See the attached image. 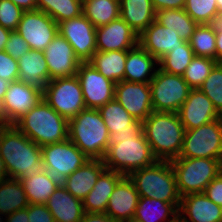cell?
<instances>
[{
	"label": "cell",
	"instance_id": "cell-1",
	"mask_svg": "<svg viewBox=\"0 0 222 222\" xmlns=\"http://www.w3.org/2000/svg\"><path fill=\"white\" fill-rule=\"evenodd\" d=\"M0 156L10 178H29L45 170L41 147L15 125L0 127Z\"/></svg>",
	"mask_w": 222,
	"mask_h": 222
},
{
	"label": "cell",
	"instance_id": "cell-2",
	"mask_svg": "<svg viewBox=\"0 0 222 222\" xmlns=\"http://www.w3.org/2000/svg\"><path fill=\"white\" fill-rule=\"evenodd\" d=\"M142 130L157 160L171 161L179 157L185 128L178 113L153 111L142 122Z\"/></svg>",
	"mask_w": 222,
	"mask_h": 222
},
{
	"label": "cell",
	"instance_id": "cell-3",
	"mask_svg": "<svg viewBox=\"0 0 222 222\" xmlns=\"http://www.w3.org/2000/svg\"><path fill=\"white\" fill-rule=\"evenodd\" d=\"M40 147L68 139L69 121L41 101L14 124Z\"/></svg>",
	"mask_w": 222,
	"mask_h": 222
},
{
	"label": "cell",
	"instance_id": "cell-4",
	"mask_svg": "<svg viewBox=\"0 0 222 222\" xmlns=\"http://www.w3.org/2000/svg\"><path fill=\"white\" fill-rule=\"evenodd\" d=\"M68 139L89 159L103 160L109 147V132L98 109L86 108L70 119Z\"/></svg>",
	"mask_w": 222,
	"mask_h": 222
},
{
	"label": "cell",
	"instance_id": "cell-5",
	"mask_svg": "<svg viewBox=\"0 0 222 222\" xmlns=\"http://www.w3.org/2000/svg\"><path fill=\"white\" fill-rule=\"evenodd\" d=\"M103 161L108 170L128 176L135 170L153 165L157 159L142 132L137 137L109 138Z\"/></svg>",
	"mask_w": 222,
	"mask_h": 222
},
{
	"label": "cell",
	"instance_id": "cell-6",
	"mask_svg": "<svg viewBox=\"0 0 222 222\" xmlns=\"http://www.w3.org/2000/svg\"><path fill=\"white\" fill-rule=\"evenodd\" d=\"M140 197L154 198L167 203H180L175 173L170 161L157 160L153 165L128 175Z\"/></svg>",
	"mask_w": 222,
	"mask_h": 222
},
{
	"label": "cell",
	"instance_id": "cell-7",
	"mask_svg": "<svg viewBox=\"0 0 222 222\" xmlns=\"http://www.w3.org/2000/svg\"><path fill=\"white\" fill-rule=\"evenodd\" d=\"M170 163L181 197L204 193L206 186L222 172V159L178 157Z\"/></svg>",
	"mask_w": 222,
	"mask_h": 222
},
{
	"label": "cell",
	"instance_id": "cell-8",
	"mask_svg": "<svg viewBox=\"0 0 222 222\" xmlns=\"http://www.w3.org/2000/svg\"><path fill=\"white\" fill-rule=\"evenodd\" d=\"M43 99L68 121L86 109L77 76L50 80L43 90Z\"/></svg>",
	"mask_w": 222,
	"mask_h": 222
},
{
	"label": "cell",
	"instance_id": "cell-9",
	"mask_svg": "<svg viewBox=\"0 0 222 222\" xmlns=\"http://www.w3.org/2000/svg\"><path fill=\"white\" fill-rule=\"evenodd\" d=\"M149 84L153 111L157 112L178 113L192 89L182 75L169 74L159 68Z\"/></svg>",
	"mask_w": 222,
	"mask_h": 222
},
{
	"label": "cell",
	"instance_id": "cell-10",
	"mask_svg": "<svg viewBox=\"0 0 222 222\" xmlns=\"http://www.w3.org/2000/svg\"><path fill=\"white\" fill-rule=\"evenodd\" d=\"M179 157L222 159V117L185 130Z\"/></svg>",
	"mask_w": 222,
	"mask_h": 222
},
{
	"label": "cell",
	"instance_id": "cell-11",
	"mask_svg": "<svg viewBox=\"0 0 222 222\" xmlns=\"http://www.w3.org/2000/svg\"><path fill=\"white\" fill-rule=\"evenodd\" d=\"M44 169L62 181L90 160L69 139L41 147Z\"/></svg>",
	"mask_w": 222,
	"mask_h": 222
},
{
	"label": "cell",
	"instance_id": "cell-12",
	"mask_svg": "<svg viewBox=\"0 0 222 222\" xmlns=\"http://www.w3.org/2000/svg\"><path fill=\"white\" fill-rule=\"evenodd\" d=\"M32 50L44 51L58 33V24L41 10L24 11L16 30Z\"/></svg>",
	"mask_w": 222,
	"mask_h": 222
},
{
	"label": "cell",
	"instance_id": "cell-13",
	"mask_svg": "<svg viewBox=\"0 0 222 222\" xmlns=\"http://www.w3.org/2000/svg\"><path fill=\"white\" fill-rule=\"evenodd\" d=\"M58 32L72 46L81 63L89 62L97 51L96 27L83 14L58 23Z\"/></svg>",
	"mask_w": 222,
	"mask_h": 222
},
{
	"label": "cell",
	"instance_id": "cell-14",
	"mask_svg": "<svg viewBox=\"0 0 222 222\" xmlns=\"http://www.w3.org/2000/svg\"><path fill=\"white\" fill-rule=\"evenodd\" d=\"M43 98V91L20 81L10 82L1 111L6 125H14Z\"/></svg>",
	"mask_w": 222,
	"mask_h": 222
},
{
	"label": "cell",
	"instance_id": "cell-15",
	"mask_svg": "<svg viewBox=\"0 0 222 222\" xmlns=\"http://www.w3.org/2000/svg\"><path fill=\"white\" fill-rule=\"evenodd\" d=\"M76 76L86 108L98 109L114 99L115 83L99 73L90 63H81Z\"/></svg>",
	"mask_w": 222,
	"mask_h": 222
},
{
	"label": "cell",
	"instance_id": "cell-16",
	"mask_svg": "<svg viewBox=\"0 0 222 222\" xmlns=\"http://www.w3.org/2000/svg\"><path fill=\"white\" fill-rule=\"evenodd\" d=\"M114 98L138 121L143 122L153 112L149 83L119 81Z\"/></svg>",
	"mask_w": 222,
	"mask_h": 222
},
{
	"label": "cell",
	"instance_id": "cell-17",
	"mask_svg": "<svg viewBox=\"0 0 222 222\" xmlns=\"http://www.w3.org/2000/svg\"><path fill=\"white\" fill-rule=\"evenodd\" d=\"M43 52L48 66L49 81L76 76L81 62L72 46L59 32Z\"/></svg>",
	"mask_w": 222,
	"mask_h": 222
},
{
	"label": "cell",
	"instance_id": "cell-18",
	"mask_svg": "<svg viewBox=\"0 0 222 222\" xmlns=\"http://www.w3.org/2000/svg\"><path fill=\"white\" fill-rule=\"evenodd\" d=\"M178 115L185 130L198 128L222 117L212 101L199 88L191 89Z\"/></svg>",
	"mask_w": 222,
	"mask_h": 222
},
{
	"label": "cell",
	"instance_id": "cell-19",
	"mask_svg": "<svg viewBox=\"0 0 222 222\" xmlns=\"http://www.w3.org/2000/svg\"><path fill=\"white\" fill-rule=\"evenodd\" d=\"M108 129L109 138H130L139 136L142 121L132 117L126 109L114 98L98 108Z\"/></svg>",
	"mask_w": 222,
	"mask_h": 222
},
{
	"label": "cell",
	"instance_id": "cell-20",
	"mask_svg": "<svg viewBox=\"0 0 222 222\" xmlns=\"http://www.w3.org/2000/svg\"><path fill=\"white\" fill-rule=\"evenodd\" d=\"M138 34L121 18L96 28L97 51L131 50L138 45Z\"/></svg>",
	"mask_w": 222,
	"mask_h": 222
},
{
	"label": "cell",
	"instance_id": "cell-21",
	"mask_svg": "<svg viewBox=\"0 0 222 222\" xmlns=\"http://www.w3.org/2000/svg\"><path fill=\"white\" fill-rule=\"evenodd\" d=\"M140 196L133 182L124 176L115 186L105 214L114 222H130L134 218Z\"/></svg>",
	"mask_w": 222,
	"mask_h": 222
},
{
	"label": "cell",
	"instance_id": "cell-22",
	"mask_svg": "<svg viewBox=\"0 0 222 222\" xmlns=\"http://www.w3.org/2000/svg\"><path fill=\"white\" fill-rule=\"evenodd\" d=\"M178 214V222H222V207L211 201L204 193L184 195Z\"/></svg>",
	"mask_w": 222,
	"mask_h": 222
},
{
	"label": "cell",
	"instance_id": "cell-23",
	"mask_svg": "<svg viewBox=\"0 0 222 222\" xmlns=\"http://www.w3.org/2000/svg\"><path fill=\"white\" fill-rule=\"evenodd\" d=\"M154 20L139 36L138 44L158 61L185 41Z\"/></svg>",
	"mask_w": 222,
	"mask_h": 222
},
{
	"label": "cell",
	"instance_id": "cell-24",
	"mask_svg": "<svg viewBox=\"0 0 222 222\" xmlns=\"http://www.w3.org/2000/svg\"><path fill=\"white\" fill-rule=\"evenodd\" d=\"M106 169L103 160L90 159L68 177L64 178L61 184L75 198L83 200Z\"/></svg>",
	"mask_w": 222,
	"mask_h": 222
},
{
	"label": "cell",
	"instance_id": "cell-25",
	"mask_svg": "<svg viewBox=\"0 0 222 222\" xmlns=\"http://www.w3.org/2000/svg\"><path fill=\"white\" fill-rule=\"evenodd\" d=\"M55 222H81L85 214L82 200L75 198L60 184L45 203Z\"/></svg>",
	"mask_w": 222,
	"mask_h": 222
},
{
	"label": "cell",
	"instance_id": "cell-26",
	"mask_svg": "<svg viewBox=\"0 0 222 222\" xmlns=\"http://www.w3.org/2000/svg\"><path fill=\"white\" fill-rule=\"evenodd\" d=\"M17 62L18 81L43 91L49 82V71L44 52L30 49Z\"/></svg>",
	"mask_w": 222,
	"mask_h": 222
},
{
	"label": "cell",
	"instance_id": "cell-27",
	"mask_svg": "<svg viewBox=\"0 0 222 222\" xmlns=\"http://www.w3.org/2000/svg\"><path fill=\"white\" fill-rule=\"evenodd\" d=\"M155 65H159L158 60L138 44L127 53L123 80L150 83L157 71Z\"/></svg>",
	"mask_w": 222,
	"mask_h": 222
},
{
	"label": "cell",
	"instance_id": "cell-28",
	"mask_svg": "<svg viewBox=\"0 0 222 222\" xmlns=\"http://www.w3.org/2000/svg\"><path fill=\"white\" fill-rule=\"evenodd\" d=\"M123 174L106 169L93 189L82 200L85 213H105L108 200Z\"/></svg>",
	"mask_w": 222,
	"mask_h": 222
},
{
	"label": "cell",
	"instance_id": "cell-29",
	"mask_svg": "<svg viewBox=\"0 0 222 222\" xmlns=\"http://www.w3.org/2000/svg\"><path fill=\"white\" fill-rule=\"evenodd\" d=\"M179 207L180 203H167L159 199L140 197L133 220L137 222H178Z\"/></svg>",
	"mask_w": 222,
	"mask_h": 222
},
{
	"label": "cell",
	"instance_id": "cell-30",
	"mask_svg": "<svg viewBox=\"0 0 222 222\" xmlns=\"http://www.w3.org/2000/svg\"><path fill=\"white\" fill-rule=\"evenodd\" d=\"M120 17L140 35L154 20L151 0H119Z\"/></svg>",
	"mask_w": 222,
	"mask_h": 222
},
{
	"label": "cell",
	"instance_id": "cell-31",
	"mask_svg": "<svg viewBox=\"0 0 222 222\" xmlns=\"http://www.w3.org/2000/svg\"><path fill=\"white\" fill-rule=\"evenodd\" d=\"M128 51H96L88 63L104 77L117 84L123 81Z\"/></svg>",
	"mask_w": 222,
	"mask_h": 222
},
{
	"label": "cell",
	"instance_id": "cell-32",
	"mask_svg": "<svg viewBox=\"0 0 222 222\" xmlns=\"http://www.w3.org/2000/svg\"><path fill=\"white\" fill-rule=\"evenodd\" d=\"M19 180L24 187L29 204H45L61 184V181L47 170Z\"/></svg>",
	"mask_w": 222,
	"mask_h": 222
},
{
	"label": "cell",
	"instance_id": "cell-33",
	"mask_svg": "<svg viewBox=\"0 0 222 222\" xmlns=\"http://www.w3.org/2000/svg\"><path fill=\"white\" fill-rule=\"evenodd\" d=\"M29 205L24 187L19 179L9 178L0 182V214L8 216Z\"/></svg>",
	"mask_w": 222,
	"mask_h": 222
},
{
	"label": "cell",
	"instance_id": "cell-34",
	"mask_svg": "<svg viewBox=\"0 0 222 222\" xmlns=\"http://www.w3.org/2000/svg\"><path fill=\"white\" fill-rule=\"evenodd\" d=\"M155 20L164 27L178 32V36L186 42H189L195 28L198 26L184 9H162L156 11Z\"/></svg>",
	"mask_w": 222,
	"mask_h": 222
},
{
	"label": "cell",
	"instance_id": "cell-35",
	"mask_svg": "<svg viewBox=\"0 0 222 222\" xmlns=\"http://www.w3.org/2000/svg\"><path fill=\"white\" fill-rule=\"evenodd\" d=\"M83 15L96 27L120 17L119 0H83Z\"/></svg>",
	"mask_w": 222,
	"mask_h": 222
},
{
	"label": "cell",
	"instance_id": "cell-36",
	"mask_svg": "<svg viewBox=\"0 0 222 222\" xmlns=\"http://www.w3.org/2000/svg\"><path fill=\"white\" fill-rule=\"evenodd\" d=\"M37 10L49 15L57 24L83 14V0H37Z\"/></svg>",
	"mask_w": 222,
	"mask_h": 222
},
{
	"label": "cell",
	"instance_id": "cell-37",
	"mask_svg": "<svg viewBox=\"0 0 222 222\" xmlns=\"http://www.w3.org/2000/svg\"><path fill=\"white\" fill-rule=\"evenodd\" d=\"M216 23L198 25L189 40L195 56L216 60Z\"/></svg>",
	"mask_w": 222,
	"mask_h": 222
},
{
	"label": "cell",
	"instance_id": "cell-38",
	"mask_svg": "<svg viewBox=\"0 0 222 222\" xmlns=\"http://www.w3.org/2000/svg\"><path fill=\"white\" fill-rule=\"evenodd\" d=\"M195 54L189 42H184L158 61L159 69L169 74L183 75Z\"/></svg>",
	"mask_w": 222,
	"mask_h": 222
},
{
	"label": "cell",
	"instance_id": "cell-39",
	"mask_svg": "<svg viewBox=\"0 0 222 222\" xmlns=\"http://www.w3.org/2000/svg\"><path fill=\"white\" fill-rule=\"evenodd\" d=\"M184 10L198 24H215L222 20L216 0H185Z\"/></svg>",
	"mask_w": 222,
	"mask_h": 222
},
{
	"label": "cell",
	"instance_id": "cell-40",
	"mask_svg": "<svg viewBox=\"0 0 222 222\" xmlns=\"http://www.w3.org/2000/svg\"><path fill=\"white\" fill-rule=\"evenodd\" d=\"M217 63L214 59L194 56L182 75L183 79L192 89H197L209 76L211 70Z\"/></svg>",
	"mask_w": 222,
	"mask_h": 222
},
{
	"label": "cell",
	"instance_id": "cell-41",
	"mask_svg": "<svg viewBox=\"0 0 222 222\" xmlns=\"http://www.w3.org/2000/svg\"><path fill=\"white\" fill-rule=\"evenodd\" d=\"M199 89L212 101L222 116V63H217Z\"/></svg>",
	"mask_w": 222,
	"mask_h": 222
},
{
	"label": "cell",
	"instance_id": "cell-42",
	"mask_svg": "<svg viewBox=\"0 0 222 222\" xmlns=\"http://www.w3.org/2000/svg\"><path fill=\"white\" fill-rule=\"evenodd\" d=\"M24 11L10 0H0V26L16 31Z\"/></svg>",
	"mask_w": 222,
	"mask_h": 222
},
{
	"label": "cell",
	"instance_id": "cell-43",
	"mask_svg": "<svg viewBox=\"0 0 222 222\" xmlns=\"http://www.w3.org/2000/svg\"><path fill=\"white\" fill-rule=\"evenodd\" d=\"M19 68L16 59L11 57L5 51H0V77L8 82L18 80Z\"/></svg>",
	"mask_w": 222,
	"mask_h": 222
},
{
	"label": "cell",
	"instance_id": "cell-44",
	"mask_svg": "<svg viewBox=\"0 0 222 222\" xmlns=\"http://www.w3.org/2000/svg\"><path fill=\"white\" fill-rule=\"evenodd\" d=\"M30 50L27 42L21 37L17 31H12L6 42L4 51L11 57L18 60L21 56Z\"/></svg>",
	"mask_w": 222,
	"mask_h": 222
},
{
	"label": "cell",
	"instance_id": "cell-45",
	"mask_svg": "<svg viewBox=\"0 0 222 222\" xmlns=\"http://www.w3.org/2000/svg\"><path fill=\"white\" fill-rule=\"evenodd\" d=\"M27 209L29 222H55L45 204H29Z\"/></svg>",
	"mask_w": 222,
	"mask_h": 222
},
{
	"label": "cell",
	"instance_id": "cell-46",
	"mask_svg": "<svg viewBox=\"0 0 222 222\" xmlns=\"http://www.w3.org/2000/svg\"><path fill=\"white\" fill-rule=\"evenodd\" d=\"M204 194L215 204L222 207V172H220L207 186Z\"/></svg>",
	"mask_w": 222,
	"mask_h": 222
},
{
	"label": "cell",
	"instance_id": "cell-47",
	"mask_svg": "<svg viewBox=\"0 0 222 222\" xmlns=\"http://www.w3.org/2000/svg\"><path fill=\"white\" fill-rule=\"evenodd\" d=\"M155 11L162 9H184L185 0H151Z\"/></svg>",
	"mask_w": 222,
	"mask_h": 222
},
{
	"label": "cell",
	"instance_id": "cell-48",
	"mask_svg": "<svg viewBox=\"0 0 222 222\" xmlns=\"http://www.w3.org/2000/svg\"><path fill=\"white\" fill-rule=\"evenodd\" d=\"M216 61L222 63V21L216 23Z\"/></svg>",
	"mask_w": 222,
	"mask_h": 222
},
{
	"label": "cell",
	"instance_id": "cell-49",
	"mask_svg": "<svg viewBox=\"0 0 222 222\" xmlns=\"http://www.w3.org/2000/svg\"><path fill=\"white\" fill-rule=\"evenodd\" d=\"M81 222H114L105 213H85Z\"/></svg>",
	"mask_w": 222,
	"mask_h": 222
},
{
	"label": "cell",
	"instance_id": "cell-50",
	"mask_svg": "<svg viewBox=\"0 0 222 222\" xmlns=\"http://www.w3.org/2000/svg\"><path fill=\"white\" fill-rule=\"evenodd\" d=\"M5 217L7 218L6 222H29L27 207L17 210Z\"/></svg>",
	"mask_w": 222,
	"mask_h": 222
},
{
	"label": "cell",
	"instance_id": "cell-51",
	"mask_svg": "<svg viewBox=\"0 0 222 222\" xmlns=\"http://www.w3.org/2000/svg\"><path fill=\"white\" fill-rule=\"evenodd\" d=\"M23 11H32L37 9V0H10Z\"/></svg>",
	"mask_w": 222,
	"mask_h": 222
},
{
	"label": "cell",
	"instance_id": "cell-52",
	"mask_svg": "<svg viewBox=\"0 0 222 222\" xmlns=\"http://www.w3.org/2000/svg\"><path fill=\"white\" fill-rule=\"evenodd\" d=\"M11 32L12 31L0 26V51H4Z\"/></svg>",
	"mask_w": 222,
	"mask_h": 222
},
{
	"label": "cell",
	"instance_id": "cell-53",
	"mask_svg": "<svg viewBox=\"0 0 222 222\" xmlns=\"http://www.w3.org/2000/svg\"><path fill=\"white\" fill-rule=\"evenodd\" d=\"M10 82L0 77V104L3 102L6 91L8 90Z\"/></svg>",
	"mask_w": 222,
	"mask_h": 222
},
{
	"label": "cell",
	"instance_id": "cell-54",
	"mask_svg": "<svg viewBox=\"0 0 222 222\" xmlns=\"http://www.w3.org/2000/svg\"><path fill=\"white\" fill-rule=\"evenodd\" d=\"M9 178H10V176L7 172L5 162L0 156V182L3 180L9 179Z\"/></svg>",
	"mask_w": 222,
	"mask_h": 222
},
{
	"label": "cell",
	"instance_id": "cell-55",
	"mask_svg": "<svg viewBox=\"0 0 222 222\" xmlns=\"http://www.w3.org/2000/svg\"><path fill=\"white\" fill-rule=\"evenodd\" d=\"M216 4L219 14L222 16V0H216Z\"/></svg>",
	"mask_w": 222,
	"mask_h": 222
},
{
	"label": "cell",
	"instance_id": "cell-56",
	"mask_svg": "<svg viewBox=\"0 0 222 222\" xmlns=\"http://www.w3.org/2000/svg\"><path fill=\"white\" fill-rule=\"evenodd\" d=\"M5 125L6 123H5V120L1 111V104H0V127L5 126Z\"/></svg>",
	"mask_w": 222,
	"mask_h": 222
},
{
	"label": "cell",
	"instance_id": "cell-57",
	"mask_svg": "<svg viewBox=\"0 0 222 222\" xmlns=\"http://www.w3.org/2000/svg\"><path fill=\"white\" fill-rule=\"evenodd\" d=\"M2 216H1V214H0V222H6V220L5 221H3L2 219H3V217L1 218Z\"/></svg>",
	"mask_w": 222,
	"mask_h": 222
}]
</instances>
